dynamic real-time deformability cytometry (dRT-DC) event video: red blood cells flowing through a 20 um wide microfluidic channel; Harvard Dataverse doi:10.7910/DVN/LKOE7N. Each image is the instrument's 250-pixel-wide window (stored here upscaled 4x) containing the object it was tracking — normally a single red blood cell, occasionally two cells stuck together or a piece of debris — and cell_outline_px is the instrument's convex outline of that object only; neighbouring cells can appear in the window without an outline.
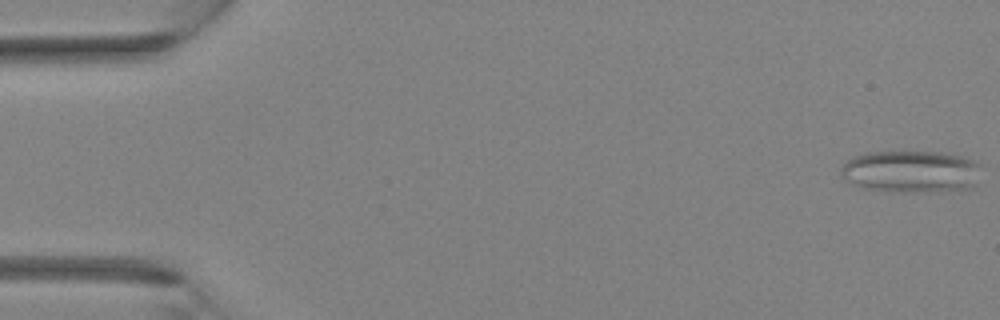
{"species": "Egyptian fruit bat (a non-hibernating species)", "species_latin": "Rousettus aegyptiacus", "temperature_condition": "room temperature", "stored_images_in_passage": 38, "camera_frame_rate_fps": 3000, "um_per_image_px": 0.085, "animal": {"sex": "female"}, "frame": {"image": 1, "passage_image": 1, "time_ms": 0.0, "image_size_px": [1000, 320], "cell_outline_px": [[980, 164], [972, 184], [968, 188], [924, 192], [888, 192], [864, 188], [844, 180], [840, 176], [840, 168], [852, 156], [864, 152], [940, 152], [960, 156], [972, 160]], "centroid_in_image_um": [77.31, 14.58], "position_along_channel_um": 7.7, "area_um2": 34.28}}
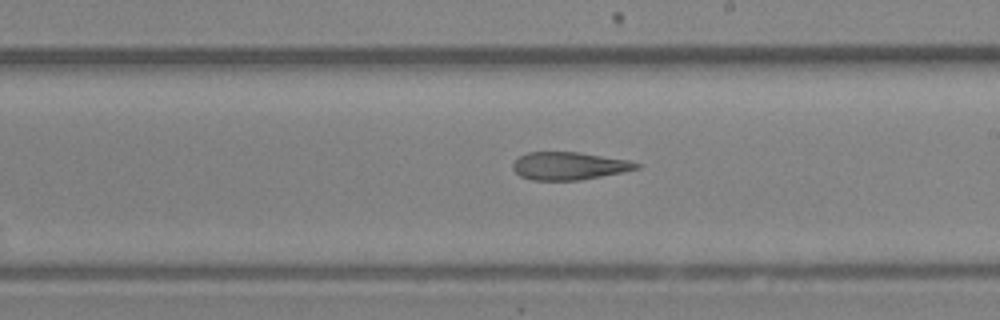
{"frame": {"image": 2, "passage_image": 22, "time_ms": 7.0, "image_size_px": [1000, 320], "cell_outline_px": [[640, 168], [624, 172], [580, 180], [532, 180], [520, 176], [512, 168], [512, 164], [520, 156], [528, 152], [580, 152], [628, 160], [640, 164]], "centroid_in_image_um": [48.38, 14.1], "position_along_channel_um": 240.6, "area_um2": 20.0}}
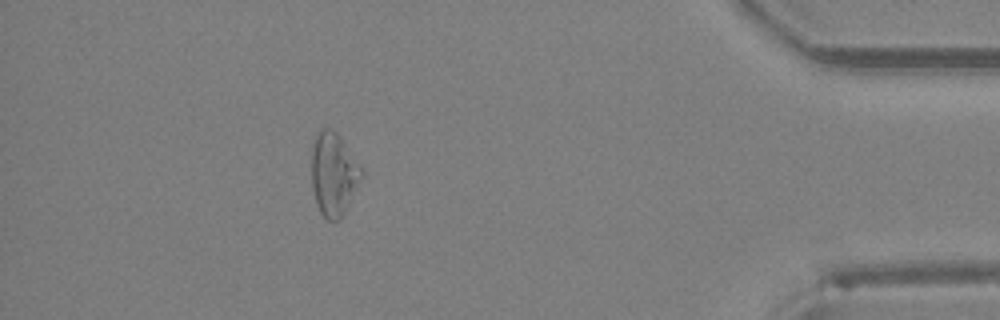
{"frame": {"image": 3, "passage_image": 34, "time_ms": 11.0, "image_size_px": [1000, 320], "cell_outline_px": [[364, 176], [340, 220], [328, 220], [320, 212], [316, 204], [312, 188], [312, 144], [316, 132], [324, 128], [332, 128], [336, 132], [364, 172]], "centroid_in_image_um": [28.35, 14.81], "position_along_channel_um": 406.9, "area_um2": 24.16}}